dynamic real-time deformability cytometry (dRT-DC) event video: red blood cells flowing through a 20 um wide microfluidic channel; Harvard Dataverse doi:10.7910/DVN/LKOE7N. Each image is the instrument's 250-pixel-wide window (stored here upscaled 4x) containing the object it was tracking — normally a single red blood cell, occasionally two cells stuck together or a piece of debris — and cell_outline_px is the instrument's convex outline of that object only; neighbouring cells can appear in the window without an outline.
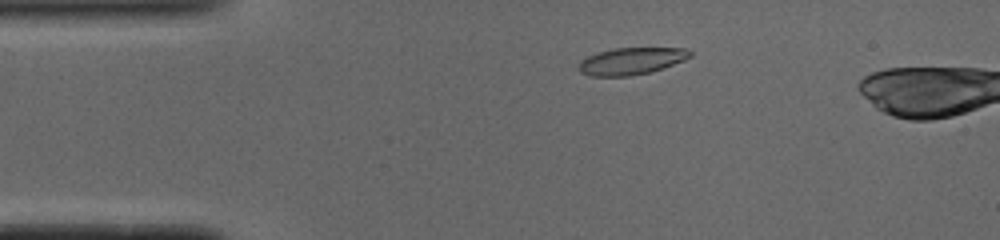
{"species": "common noctule bat (a hibernating species)", "species_latin": "Nyctalus noctula", "temperature_condition": "cold", "stored_images_in_passage": 41, "camera_frame_rate_fps": 3000, "um_per_image_px": 0.085, "animal": {"sex": "male", "body_mass_g": 19.0, "forearm_length_mm": 50.8}, "frame": {"image": 1, "passage_image": 2, "time_ms": 0.333, "image_size_px": [1000, 240], "cell_outline_px": [[692, 56], [684, 60], [664, 68], [648, 72], [628, 76], [588, 76], [580, 72], [576, 68], [580, 60], [588, 56], [600, 52], [616, 48], [684, 48], [692, 52]], "centroid_in_image_um": [53.63, 5.2], "position_along_channel_um": 31.4, "area_um2": 17.51}}
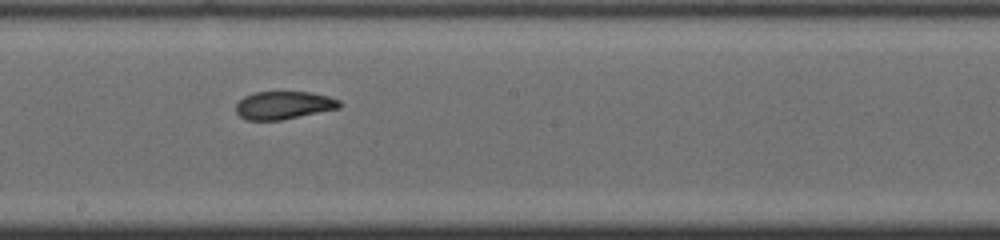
{"frame": {"image": 2, "passage_image": 20, "time_ms": 6.333, "image_size_px": [1000, 240], "cell_outline_px": [[340, 108], [280, 120], [248, 120], [240, 116], [236, 112], [236, 104], [244, 96], [256, 92], [308, 92], [328, 96], [340, 100]], "centroid_in_image_um": [24.1, 8.94], "position_along_channel_um": 224.1, "area_um2": 16.7}}
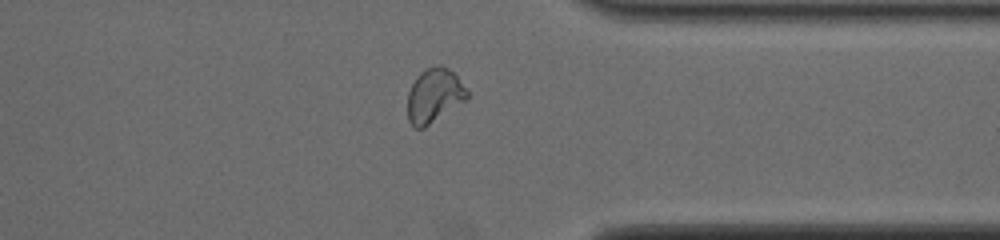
{"frame": {"image": 3, "passage_image": 32, "time_ms": 10.333, "image_size_px": [1000, 240], "cell_outline_px": [[468, 100], [424, 128], [412, 128], [408, 120], [408, 92], [416, 76], [420, 72], [428, 68], [440, 64], [448, 68], [456, 76], [468, 92]], "centroid_in_image_um": [36.9, 8.15], "position_along_channel_um": 374.5, "area_um2": 18.9}, "authors_computed_cell_mechanics": {"area_um2": 17.6868, "velocity_mm_per_s": 3.8918, "shape_relaxation_time_tau1_ms": 8.6483, "shape_relaxation_time_tau2_ms": 2.4011, "deformation_change_tau1": 0.2451, "deformation_change_tau2": 0.0374}}